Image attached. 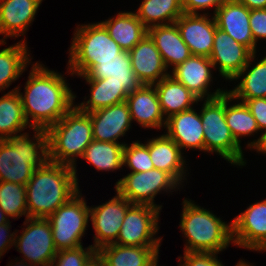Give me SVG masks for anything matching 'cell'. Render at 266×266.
<instances>
[{"label":"cell","instance_id":"obj_27","mask_svg":"<svg viewBox=\"0 0 266 266\" xmlns=\"http://www.w3.org/2000/svg\"><path fill=\"white\" fill-rule=\"evenodd\" d=\"M77 77L94 80L109 78L121 84L128 93L143 85L132 69L129 51H121L113 60L98 61V65H95L86 75Z\"/></svg>","mask_w":266,"mask_h":266},{"label":"cell","instance_id":"obj_37","mask_svg":"<svg viewBox=\"0 0 266 266\" xmlns=\"http://www.w3.org/2000/svg\"><path fill=\"white\" fill-rule=\"evenodd\" d=\"M130 169V172L149 171L154 168L150 153L149 139L142 143L135 140L130 144H125L123 149V167Z\"/></svg>","mask_w":266,"mask_h":266},{"label":"cell","instance_id":"obj_19","mask_svg":"<svg viewBox=\"0 0 266 266\" xmlns=\"http://www.w3.org/2000/svg\"><path fill=\"white\" fill-rule=\"evenodd\" d=\"M43 0H0V41L24 36Z\"/></svg>","mask_w":266,"mask_h":266},{"label":"cell","instance_id":"obj_32","mask_svg":"<svg viewBox=\"0 0 266 266\" xmlns=\"http://www.w3.org/2000/svg\"><path fill=\"white\" fill-rule=\"evenodd\" d=\"M32 128L27 123L17 87L0 97V140L18 136Z\"/></svg>","mask_w":266,"mask_h":266},{"label":"cell","instance_id":"obj_43","mask_svg":"<svg viewBox=\"0 0 266 266\" xmlns=\"http://www.w3.org/2000/svg\"><path fill=\"white\" fill-rule=\"evenodd\" d=\"M11 222L0 225V254L3 256L12 246L14 247L15 231L11 233ZM10 232V233H9Z\"/></svg>","mask_w":266,"mask_h":266},{"label":"cell","instance_id":"obj_11","mask_svg":"<svg viewBox=\"0 0 266 266\" xmlns=\"http://www.w3.org/2000/svg\"><path fill=\"white\" fill-rule=\"evenodd\" d=\"M160 211L151 205L132 204L127 209L117 241L114 244L161 246L162 237L156 235L160 229Z\"/></svg>","mask_w":266,"mask_h":266},{"label":"cell","instance_id":"obj_3","mask_svg":"<svg viewBox=\"0 0 266 266\" xmlns=\"http://www.w3.org/2000/svg\"><path fill=\"white\" fill-rule=\"evenodd\" d=\"M0 140V181L27 185L35 169L49 160L48 138L45 129Z\"/></svg>","mask_w":266,"mask_h":266},{"label":"cell","instance_id":"obj_18","mask_svg":"<svg viewBox=\"0 0 266 266\" xmlns=\"http://www.w3.org/2000/svg\"><path fill=\"white\" fill-rule=\"evenodd\" d=\"M213 16L219 29L252 53L257 52L258 45L254 42L249 23L250 10L245 5L238 0H226Z\"/></svg>","mask_w":266,"mask_h":266},{"label":"cell","instance_id":"obj_6","mask_svg":"<svg viewBox=\"0 0 266 266\" xmlns=\"http://www.w3.org/2000/svg\"><path fill=\"white\" fill-rule=\"evenodd\" d=\"M123 51L100 22L77 25L69 52L67 72L71 76L86 75L98 61L116 59Z\"/></svg>","mask_w":266,"mask_h":266},{"label":"cell","instance_id":"obj_41","mask_svg":"<svg viewBox=\"0 0 266 266\" xmlns=\"http://www.w3.org/2000/svg\"><path fill=\"white\" fill-rule=\"evenodd\" d=\"M250 29L257 45L258 41L266 39V9H252L249 17Z\"/></svg>","mask_w":266,"mask_h":266},{"label":"cell","instance_id":"obj_7","mask_svg":"<svg viewBox=\"0 0 266 266\" xmlns=\"http://www.w3.org/2000/svg\"><path fill=\"white\" fill-rule=\"evenodd\" d=\"M204 133V153L219 155L227 163L240 168L247 160L242 146L234 139L225 119V93L213 99H204L200 108Z\"/></svg>","mask_w":266,"mask_h":266},{"label":"cell","instance_id":"obj_20","mask_svg":"<svg viewBox=\"0 0 266 266\" xmlns=\"http://www.w3.org/2000/svg\"><path fill=\"white\" fill-rule=\"evenodd\" d=\"M132 122L142 128L161 129L166 126L165 118L154 85L143 84L126 97Z\"/></svg>","mask_w":266,"mask_h":266},{"label":"cell","instance_id":"obj_30","mask_svg":"<svg viewBox=\"0 0 266 266\" xmlns=\"http://www.w3.org/2000/svg\"><path fill=\"white\" fill-rule=\"evenodd\" d=\"M27 39L0 50V93L17 81L31 64V53Z\"/></svg>","mask_w":266,"mask_h":266},{"label":"cell","instance_id":"obj_21","mask_svg":"<svg viewBox=\"0 0 266 266\" xmlns=\"http://www.w3.org/2000/svg\"><path fill=\"white\" fill-rule=\"evenodd\" d=\"M194 107L176 113L167 118L165 134L182 150H199L204 152V131L200 112Z\"/></svg>","mask_w":266,"mask_h":266},{"label":"cell","instance_id":"obj_13","mask_svg":"<svg viewBox=\"0 0 266 266\" xmlns=\"http://www.w3.org/2000/svg\"><path fill=\"white\" fill-rule=\"evenodd\" d=\"M231 222L233 246L258 253L266 251V199L249 205Z\"/></svg>","mask_w":266,"mask_h":266},{"label":"cell","instance_id":"obj_46","mask_svg":"<svg viewBox=\"0 0 266 266\" xmlns=\"http://www.w3.org/2000/svg\"><path fill=\"white\" fill-rule=\"evenodd\" d=\"M85 266H102L101 259L96 254Z\"/></svg>","mask_w":266,"mask_h":266},{"label":"cell","instance_id":"obj_42","mask_svg":"<svg viewBox=\"0 0 266 266\" xmlns=\"http://www.w3.org/2000/svg\"><path fill=\"white\" fill-rule=\"evenodd\" d=\"M224 1L226 0H182V7L185 14H201L199 11H204L202 14L208 15L210 8H213L214 14Z\"/></svg>","mask_w":266,"mask_h":266},{"label":"cell","instance_id":"obj_33","mask_svg":"<svg viewBox=\"0 0 266 266\" xmlns=\"http://www.w3.org/2000/svg\"><path fill=\"white\" fill-rule=\"evenodd\" d=\"M134 13L149 29L153 26L175 23L184 10L182 0H142Z\"/></svg>","mask_w":266,"mask_h":266},{"label":"cell","instance_id":"obj_8","mask_svg":"<svg viewBox=\"0 0 266 266\" xmlns=\"http://www.w3.org/2000/svg\"><path fill=\"white\" fill-rule=\"evenodd\" d=\"M79 190L47 220L51 224L55 248L73 249L82 246L90 219V208Z\"/></svg>","mask_w":266,"mask_h":266},{"label":"cell","instance_id":"obj_38","mask_svg":"<svg viewBox=\"0 0 266 266\" xmlns=\"http://www.w3.org/2000/svg\"><path fill=\"white\" fill-rule=\"evenodd\" d=\"M244 102L248 107L250 113L257 122L258 128L260 130V136L257 139L250 140L247 142L246 148L249 150L258 151L263 145L264 139L266 137V98H255V99H235ZM263 131V132H262Z\"/></svg>","mask_w":266,"mask_h":266},{"label":"cell","instance_id":"obj_12","mask_svg":"<svg viewBox=\"0 0 266 266\" xmlns=\"http://www.w3.org/2000/svg\"><path fill=\"white\" fill-rule=\"evenodd\" d=\"M131 205L132 203L116 191L115 196L102 205L89 206V220L95 231L91 246L96 251L117 241L125 214Z\"/></svg>","mask_w":266,"mask_h":266},{"label":"cell","instance_id":"obj_15","mask_svg":"<svg viewBox=\"0 0 266 266\" xmlns=\"http://www.w3.org/2000/svg\"><path fill=\"white\" fill-rule=\"evenodd\" d=\"M252 52L216 27L212 53L209 57L215 72L225 80L232 79L245 67ZM217 69V70H216Z\"/></svg>","mask_w":266,"mask_h":266},{"label":"cell","instance_id":"obj_25","mask_svg":"<svg viewBox=\"0 0 266 266\" xmlns=\"http://www.w3.org/2000/svg\"><path fill=\"white\" fill-rule=\"evenodd\" d=\"M147 34L159 50L169 73L191 56L176 23L150 27Z\"/></svg>","mask_w":266,"mask_h":266},{"label":"cell","instance_id":"obj_26","mask_svg":"<svg viewBox=\"0 0 266 266\" xmlns=\"http://www.w3.org/2000/svg\"><path fill=\"white\" fill-rule=\"evenodd\" d=\"M256 56H259L257 52L252 53L245 67L232 79V82L241 80L227 90L234 99L266 98V56L255 62Z\"/></svg>","mask_w":266,"mask_h":266},{"label":"cell","instance_id":"obj_23","mask_svg":"<svg viewBox=\"0 0 266 266\" xmlns=\"http://www.w3.org/2000/svg\"><path fill=\"white\" fill-rule=\"evenodd\" d=\"M149 153L154 168L169 173L182 187L187 180L188 167L184 152L165 132L149 139ZM188 173H187V172Z\"/></svg>","mask_w":266,"mask_h":266},{"label":"cell","instance_id":"obj_34","mask_svg":"<svg viewBox=\"0 0 266 266\" xmlns=\"http://www.w3.org/2000/svg\"><path fill=\"white\" fill-rule=\"evenodd\" d=\"M232 101L236 103L232 104ZM225 119L234 139L240 146L242 137L254 136L260 132L246 104L235 100L228 92L225 93Z\"/></svg>","mask_w":266,"mask_h":266},{"label":"cell","instance_id":"obj_5","mask_svg":"<svg viewBox=\"0 0 266 266\" xmlns=\"http://www.w3.org/2000/svg\"><path fill=\"white\" fill-rule=\"evenodd\" d=\"M49 160L73 167L78 180L76 162L93 141L89 113L74 105L58 122L47 130Z\"/></svg>","mask_w":266,"mask_h":266},{"label":"cell","instance_id":"obj_17","mask_svg":"<svg viewBox=\"0 0 266 266\" xmlns=\"http://www.w3.org/2000/svg\"><path fill=\"white\" fill-rule=\"evenodd\" d=\"M92 121L93 139L103 142L123 143L124 137L132 128V119L126 101L104 107L89 113Z\"/></svg>","mask_w":266,"mask_h":266},{"label":"cell","instance_id":"obj_14","mask_svg":"<svg viewBox=\"0 0 266 266\" xmlns=\"http://www.w3.org/2000/svg\"><path fill=\"white\" fill-rule=\"evenodd\" d=\"M213 69L214 66L209 57L191 55L187 60L174 68L170 75L181 82L200 100L213 99L227 92L223 88H217L213 90L214 92L209 91L214 78L213 71L215 70Z\"/></svg>","mask_w":266,"mask_h":266},{"label":"cell","instance_id":"obj_50","mask_svg":"<svg viewBox=\"0 0 266 266\" xmlns=\"http://www.w3.org/2000/svg\"><path fill=\"white\" fill-rule=\"evenodd\" d=\"M7 44L5 41H0V46Z\"/></svg>","mask_w":266,"mask_h":266},{"label":"cell","instance_id":"obj_9","mask_svg":"<svg viewBox=\"0 0 266 266\" xmlns=\"http://www.w3.org/2000/svg\"><path fill=\"white\" fill-rule=\"evenodd\" d=\"M182 186L167 172L153 168L149 171L130 172L115 183V190L132 204H147L162 210L154 198L171 193Z\"/></svg>","mask_w":266,"mask_h":266},{"label":"cell","instance_id":"obj_48","mask_svg":"<svg viewBox=\"0 0 266 266\" xmlns=\"http://www.w3.org/2000/svg\"><path fill=\"white\" fill-rule=\"evenodd\" d=\"M258 154H263L266 156V137L264 139L263 145L261 146V148L257 151Z\"/></svg>","mask_w":266,"mask_h":266},{"label":"cell","instance_id":"obj_22","mask_svg":"<svg viewBox=\"0 0 266 266\" xmlns=\"http://www.w3.org/2000/svg\"><path fill=\"white\" fill-rule=\"evenodd\" d=\"M129 56L132 69L142 84L153 85L170 74L148 34L129 51Z\"/></svg>","mask_w":266,"mask_h":266},{"label":"cell","instance_id":"obj_2","mask_svg":"<svg viewBox=\"0 0 266 266\" xmlns=\"http://www.w3.org/2000/svg\"><path fill=\"white\" fill-rule=\"evenodd\" d=\"M25 187L28 218L45 219L80 190L73 167L50 160L35 169Z\"/></svg>","mask_w":266,"mask_h":266},{"label":"cell","instance_id":"obj_49","mask_svg":"<svg viewBox=\"0 0 266 266\" xmlns=\"http://www.w3.org/2000/svg\"><path fill=\"white\" fill-rule=\"evenodd\" d=\"M235 266H254L252 263H248L247 261L245 262V260L243 261L242 259H240V261L237 263V265L235 264Z\"/></svg>","mask_w":266,"mask_h":266},{"label":"cell","instance_id":"obj_10","mask_svg":"<svg viewBox=\"0 0 266 266\" xmlns=\"http://www.w3.org/2000/svg\"><path fill=\"white\" fill-rule=\"evenodd\" d=\"M23 225L20 235L19 230H15L14 241L21 259L34 266H51L58 250L50 222L45 218H25Z\"/></svg>","mask_w":266,"mask_h":266},{"label":"cell","instance_id":"obj_29","mask_svg":"<svg viewBox=\"0 0 266 266\" xmlns=\"http://www.w3.org/2000/svg\"><path fill=\"white\" fill-rule=\"evenodd\" d=\"M100 23L123 51H130L147 34V28L134 11H120Z\"/></svg>","mask_w":266,"mask_h":266},{"label":"cell","instance_id":"obj_35","mask_svg":"<svg viewBox=\"0 0 266 266\" xmlns=\"http://www.w3.org/2000/svg\"><path fill=\"white\" fill-rule=\"evenodd\" d=\"M123 143L94 140L86 147L81 159L93 165L97 172L123 170Z\"/></svg>","mask_w":266,"mask_h":266},{"label":"cell","instance_id":"obj_24","mask_svg":"<svg viewBox=\"0 0 266 266\" xmlns=\"http://www.w3.org/2000/svg\"><path fill=\"white\" fill-rule=\"evenodd\" d=\"M160 247L109 244L96 254L102 266H157Z\"/></svg>","mask_w":266,"mask_h":266},{"label":"cell","instance_id":"obj_16","mask_svg":"<svg viewBox=\"0 0 266 266\" xmlns=\"http://www.w3.org/2000/svg\"><path fill=\"white\" fill-rule=\"evenodd\" d=\"M175 23L191 55L210 57L217 27L214 16L183 13Z\"/></svg>","mask_w":266,"mask_h":266},{"label":"cell","instance_id":"obj_4","mask_svg":"<svg viewBox=\"0 0 266 266\" xmlns=\"http://www.w3.org/2000/svg\"><path fill=\"white\" fill-rule=\"evenodd\" d=\"M179 222L185 238L184 252H215L220 254L233 244L232 222H225L212 211L184 198ZM232 243V244H231Z\"/></svg>","mask_w":266,"mask_h":266},{"label":"cell","instance_id":"obj_45","mask_svg":"<svg viewBox=\"0 0 266 266\" xmlns=\"http://www.w3.org/2000/svg\"><path fill=\"white\" fill-rule=\"evenodd\" d=\"M12 262H10L8 266H34V265L27 263L26 261H23L22 259L18 260L17 257L15 258V262L14 261Z\"/></svg>","mask_w":266,"mask_h":266},{"label":"cell","instance_id":"obj_36","mask_svg":"<svg viewBox=\"0 0 266 266\" xmlns=\"http://www.w3.org/2000/svg\"><path fill=\"white\" fill-rule=\"evenodd\" d=\"M0 208L10 219L28 218L25 185L0 181Z\"/></svg>","mask_w":266,"mask_h":266},{"label":"cell","instance_id":"obj_44","mask_svg":"<svg viewBox=\"0 0 266 266\" xmlns=\"http://www.w3.org/2000/svg\"><path fill=\"white\" fill-rule=\"evenodd\" d=\"M245 5L249 10L266 9V0H238Z\"/></svg>","mask_w":266,"mask_h":266},{"label":"cell","instance_id":"obj_47","mask_svg":"<svg viewBox=\"0 0 266 266\" xmlns=\"http://www.w3.org/2000/svg\"><path fill=\"white\" fill-rule=\"evenodd\" d=\"M10 222L9 217L4 213V211L0 208V225Z\"/></svg>","mask_w":266,"mask_h":266},{"label":"cell","instance_id":"obj_40","mask_svg":"<svg viewBox=\"0 0 266 266\" xmlns=\"http://www.w3.org/2000/svg\"><path fill=\"white\" fill-rule=\"evenodd\" d=\"M177 258L178 266H225L220 259L218 253L215 252H184Z\"/></svg>","mask_w":266,"mask_h":266},{"label":"cell","instance_id":"obj_31","mask_svg":"<svg viewBox=\"0 0 266 266\" xmlns=\"http://www.w3.org/2000/svg\"><path fill=\"white\" fill-rule=\"evenodd\" d=\"M84 80L90 86V96H85L83 102L75 104L83 112L90 113L100 108L124 102L129 94L121 84L109 80V78Z\"/></svg>","mask_w":266,"mask_h":266},{"label":"cell","instance_id":"obj_28","mask_svg":"<svg viewBox=\"0 0 266 266\" xmlns=\"http://www.w3.org/2000/svg\"><path fill=\"white\" fill-rule=\"evenodd\" d=\"M153 85L166 119L173 114L189 110L203 101L170 74Z\"/></svg>","mask_w":266,"mask_h":266},{"label":"cell","instance_id":"obj_39","mask_svg":"<svg viewBox=\"0 0 266 266\" xmlns=\"http://www.w3.org/2000/svg\"><path fill=\"white\" fill-rule=\"evenodd\" d=\"M95 255L96 250L91 245L62 249L57 251L51 266H85Z\"/></svg>","mask_w":266,"mask_h":266},{"label":"cell","instance_id":"obj_1","mask_svg":"<svg viewBox=\"0 0 266 266\" xmlns=\"http://www.w3.org/2000/svg\"><path fill=\"white\" fill-rule=\"evenodd\" d=\"M20 92L23 113L32 129H45L58 122L74 105L77 96L64 74L48 69L41 62L32 63L29 76Z\"/></svg>","mask_w":266,"mask_h":266}]
</instances>
